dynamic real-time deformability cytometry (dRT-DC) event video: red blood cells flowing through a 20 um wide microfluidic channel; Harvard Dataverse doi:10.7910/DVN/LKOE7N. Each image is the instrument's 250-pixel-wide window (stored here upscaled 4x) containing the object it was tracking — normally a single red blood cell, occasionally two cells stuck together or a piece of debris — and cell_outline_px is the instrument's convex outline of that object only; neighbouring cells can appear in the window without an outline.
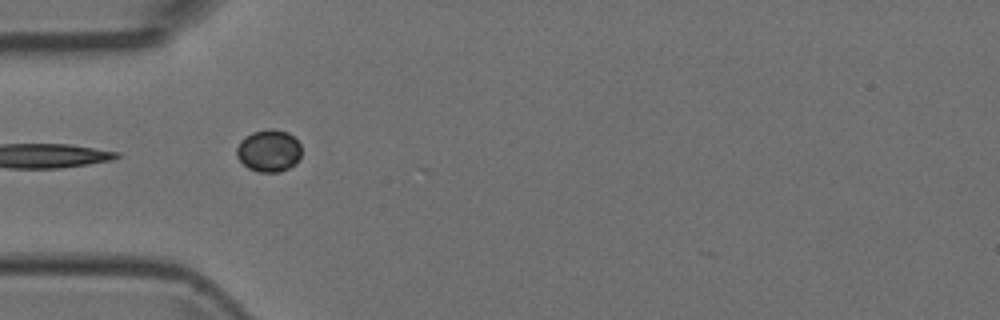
{"species": "Egyptian fruit bat (a non-hibernating species)", "species_latin": "Rousettus aegyptiacus", "temperature_condition": "room temperature", "stored_images_in_passage": 4, "camera_frame_rate_fps": 3000, "um_per_image_px": 0.085, "animal": {"sex": "female"}, "frame": {"image": 1, "passage_image": 3, "time_ms": 0.667, "image_size_px": [1000, 320], "cell_outline_px": [[300, 156], [296, 164], [280, 172], [260, 172], [248, 168], [236, 156], [236, 148], [240, 140], [244, 136], [252, 132], [268, 128], [272, 128], [288, 132], [300, 144]], "centroid_in_image_um": [22.83, 12.8], "position_along_channel_um": 62.2, "area_um2": 16.07}}
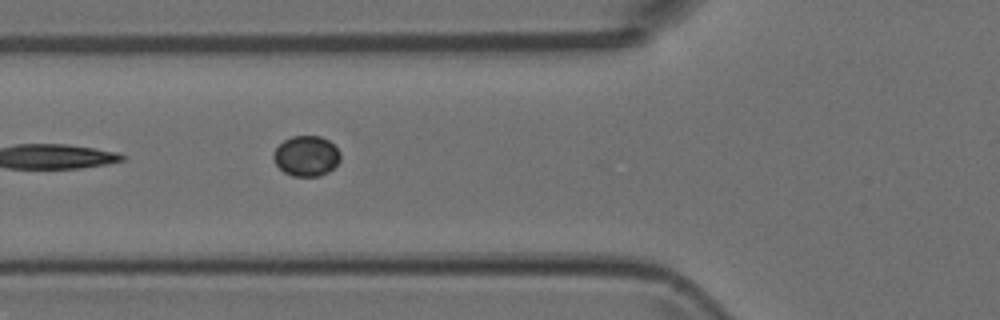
{"frame": {"image": 2, "passage_image": 4, "time_ms": 1.0, "image_size_px": [1000, 320], "cell_outline_px": [[340, 160], [328, 172], [320, 176], [292, 176], [284, 172], [276, 164], [272, 156], [276, 148], [284, 140], [292, 136], [320, 136], [328, 140], [340, 152]], "centroid_in_image_um": [26.03, 13.26], "position_along_channel_um": 99.8, "area_um2": 15.61}}